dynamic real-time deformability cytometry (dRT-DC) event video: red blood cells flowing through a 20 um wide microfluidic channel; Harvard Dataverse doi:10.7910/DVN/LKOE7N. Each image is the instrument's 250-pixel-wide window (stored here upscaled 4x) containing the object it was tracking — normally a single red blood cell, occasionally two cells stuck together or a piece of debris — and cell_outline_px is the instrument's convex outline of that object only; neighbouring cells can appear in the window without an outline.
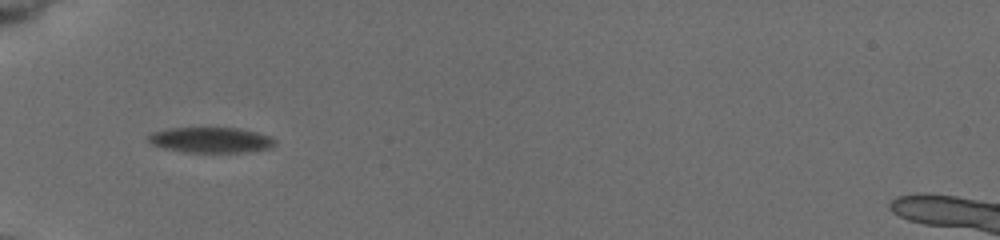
{"species": "common noctule bat (a hibernating species)", "species_latin": "Nyctalus noctula", "temperature_condition": "cold", "stored_images_in_passage": 36, "camera_frame_rate_fps": 3000, "um_per_image_px": 0.085, "animal": {"sex": "female", "body_mass_g": 19.5, "forearm_length_mm": 54.1}, "frame": {"image": 1, "passage_image": 1, "time_ms": 0.0, "image_size_px": [1000, 240], "cell_outline_px": [[276, 144], [268, 148], [248, 152], [184, 152], [164, 148], [152, 144], [148, 140], [148, 136], [152, 132], [168, 128], [240, 128], [256, 132], [268, 136], [276, 140]], "centroid_in_image_um": [17.91, 11.9], "position_along_channel_um": 67.1, "area_um2": 18.73}}
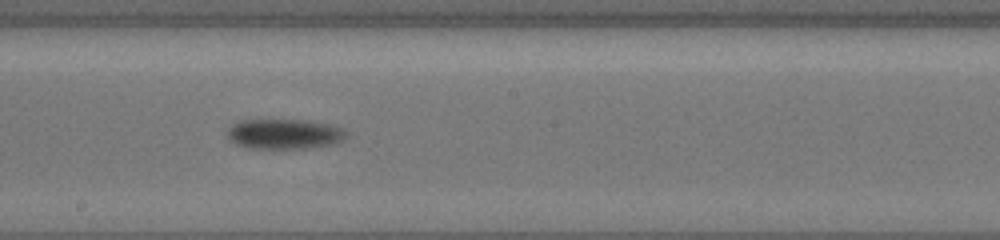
{"frame": {"image": 2, "passage_image": 14, "time_ms": 4.333, "image_size_px": [1000, 240], "cell_outline_px": [[348, 136], [336, 144], [312, 148], [248, 148], [236, 144], [228, 140], [228, 128], [236, 124], [248, 120], [296, 120], [324, 124], [336, 128], [344, 132]], "centroid_in_image_um": [24.13, 11.42], "position_along_channel_um": 224.1, "area_um2": 20.29}}
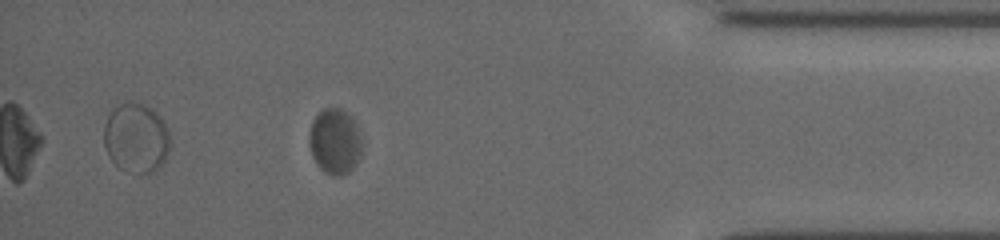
{"frame": {"image": 3, "passage_image": 31, "time_ms": 10.0, "image_size_px": [1000, 240], "cell_outline_px": [[364, 144], [360, 156], [356, 164], [348, 172], [340, 176], [332, 176], [324, 172], [316, 164], [312, 156], [308, 144], [308, 136], [312, 120], [324, 108], [340, 108], [356, 124]], "centroid_in_image_um": [28.46, 12.05], "position_along_channel_um": 406.7, "area_um2": 20.4}, "authors_computed_cell_mechanics": {"area_um2": 20.23, "velocity_mm_per_s": 3.7717, "shape_relaxation_time_tau1_ms": 1.4384, "shape_relaxation_time_tau2_ms": null, "deformation_change_tau1": 0.0669, "deformation_change_tau2": null}}